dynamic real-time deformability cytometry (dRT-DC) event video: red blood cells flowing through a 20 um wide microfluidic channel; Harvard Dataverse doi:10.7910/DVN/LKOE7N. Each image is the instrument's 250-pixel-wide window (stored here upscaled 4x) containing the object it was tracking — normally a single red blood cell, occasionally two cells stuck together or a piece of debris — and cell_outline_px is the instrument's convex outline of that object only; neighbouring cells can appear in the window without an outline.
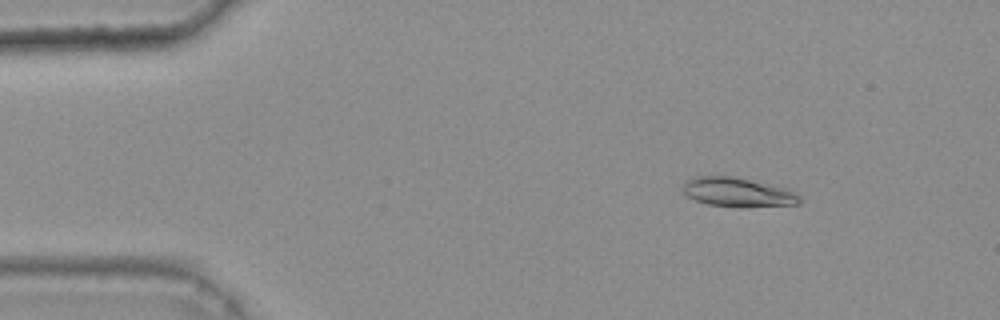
{"species": "common noctule bat (a hibernating species)", "species_latin": "Nyctalus noctula", "temperature_condition": "warm", "stored_images_in_passage": 46, "camera_frame_rate_fps": 3000, "um_per_image_px": 0.085, "animal": {"sex": "female", "body_mass_g": 25.1}, "frame": {"image": 1, "passage_image": 7, "time_ms": 2.0, "image_size_px": [1000, 320], "cell_outline_px": [[800, 204], [740, 208], [708, 204], [696, 200], [688, 196], [684, 192], [684, 184], [688, 180], [696, 176], [732, 176], [788, 188], [800, 196]], "centroid_in_image_um": [62.76, 16.35], "position_along_channel_um": 22.2, "area_um2": 19.88}}
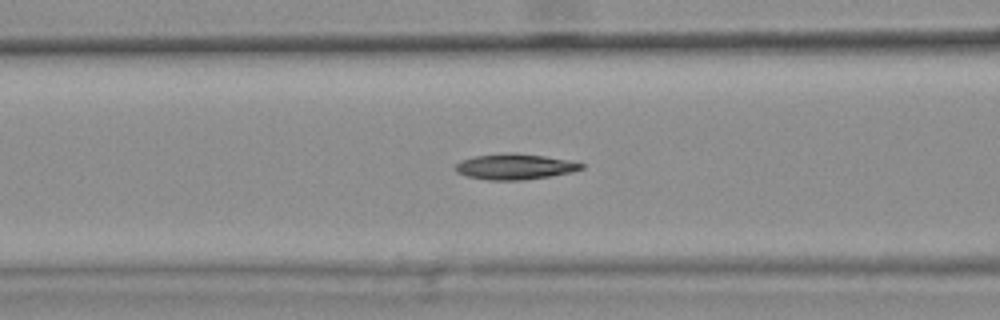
{"frame": {"image": 2, "passage_image": 21, "time_ms": 6.667, "image_size_px": [1000, 320], "cell_outline_px": [[584, 168], [572, 172], [524, 180], [488, 180], [468, 176], [456, 172], [456, 164], [472, 156], [504, 152], [516, 152], [544, 156], [568, 160], [584, 164]], "centroid_in_image_um": [43.76, 14.15], "position_along_channel_um": 122.8, "area_um2": 18.84}}
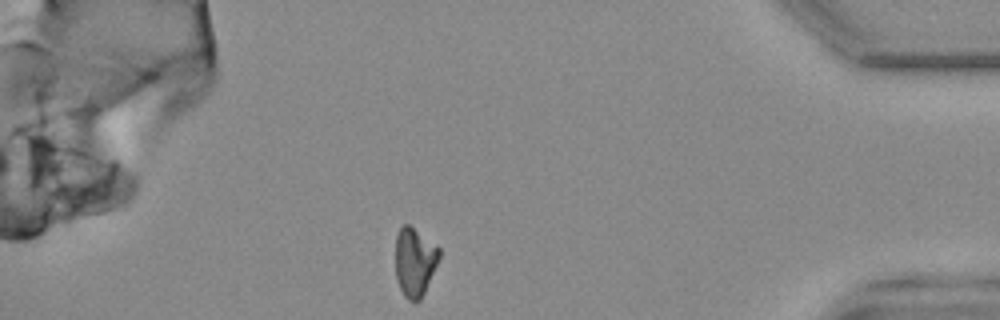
{"frame": {"image": 3, "passage_image": 46, "time_ms": 15.0, "image_size_px": [1000, 320], "cell_outline_px": [[440, 256], [424, 292], [420, 300], [408, 300], [404, 296], [396, 280], [396, 236], [400, 228], [404, 224], [408, 224], [440, 248]], "centroid_in_image_um": [35.23, 22.25], "position_along_channel_um": 400.0, "area_um2": 17.22}, "authors_computed_cell_mechanics": {"area_um2": 18.7272, "velocity_mm_per_s": 3.7867, "shape_relaxation_time_tau1_ms": 7.4704, "shape_relaxation_time_tau2_ms": null, "deformation_change_tau1": 0.1921, "deformation_change_tau2": null}}